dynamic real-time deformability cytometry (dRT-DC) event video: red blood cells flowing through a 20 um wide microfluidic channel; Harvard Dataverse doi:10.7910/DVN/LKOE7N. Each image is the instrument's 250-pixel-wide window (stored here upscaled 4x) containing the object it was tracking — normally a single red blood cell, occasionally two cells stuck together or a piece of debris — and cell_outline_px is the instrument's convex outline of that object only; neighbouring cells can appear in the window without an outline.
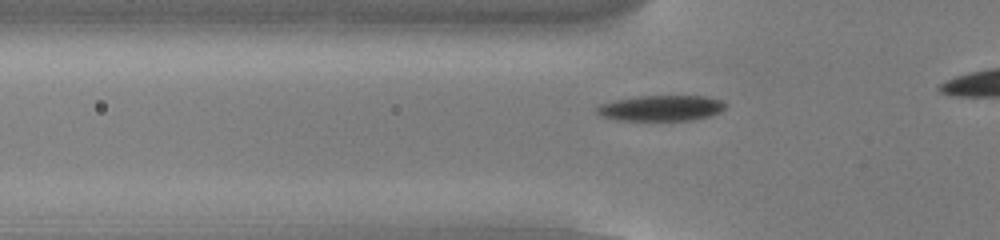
{"species": "common noctule bat (a hibernating species)", "species_latin": "Nyctalus noctula", "temperature_condition": "cold", "stored_images_in_passage": 18, "camera_frame_rate_fps": 3000, "um_per_image_px": 0.085, "animal": {"sex": "male", "body_mass_g": 13.0, "forearm_length_mm": 53.1}, "frame": {"image": 1, "passage_image": 5, "time_ms": 1.333, "image_size_px": [1000, 240], "cell_outline_px": [[728, 104], [720, 112], [708, 116], [692, 120], [616, 120], [600, 116], [596, 112], [596, 108], [600, 104], [616, 100], [640, 96], [708, 96], [720, 100]], "centroid_in_image_um": [56.19, 9.19], "position_along_channel_um": 69.6, "area_um2": 19.19}}
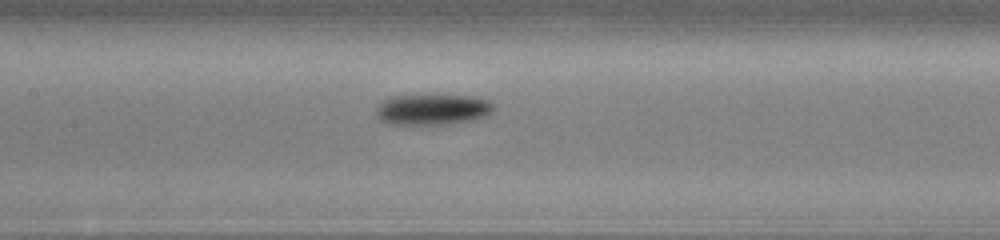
{"frame": {"image": 2, "passage_image": 13, "time_ms": 4.0, "image_size_px": [1000, 240], "cell_outline_px": [[496, 108], [492, 112], [476, 120], [452, 124], [388, 124], [380, 120], [376, 116], [376, 108], [388, 96], [472, 96], [488, 100], [496, 104]], "centroid_in_image_um": [36.8, 9.32], "position_along_channel_um": 170.6, "area_um2": 21.21}}
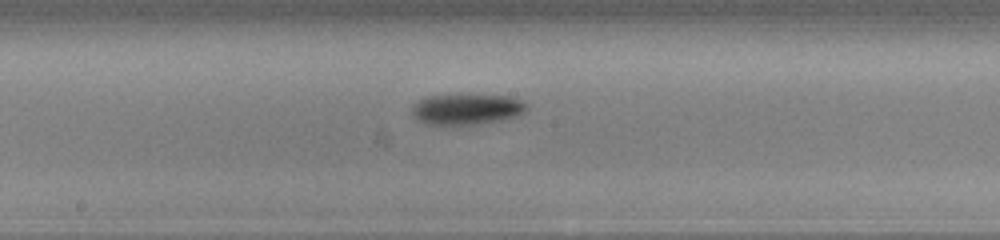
{"frame": {"image": 3, "passage_image": 16, "time_ms": 5.0, "image_size_px": [1000, 240], "cell_outline_px": [[528, 108], [524, 112], [516, 116], [500, 120], [476, 124], [428, 124], [416, 120], [412, 112], [412, 104], [424, 96], [508, 96], [520, 100], [528, 104]], "centroid_in_image_um": [39.64, 9.29], "position_along_channel_um": 208.6, "area_um2": 20.17}}